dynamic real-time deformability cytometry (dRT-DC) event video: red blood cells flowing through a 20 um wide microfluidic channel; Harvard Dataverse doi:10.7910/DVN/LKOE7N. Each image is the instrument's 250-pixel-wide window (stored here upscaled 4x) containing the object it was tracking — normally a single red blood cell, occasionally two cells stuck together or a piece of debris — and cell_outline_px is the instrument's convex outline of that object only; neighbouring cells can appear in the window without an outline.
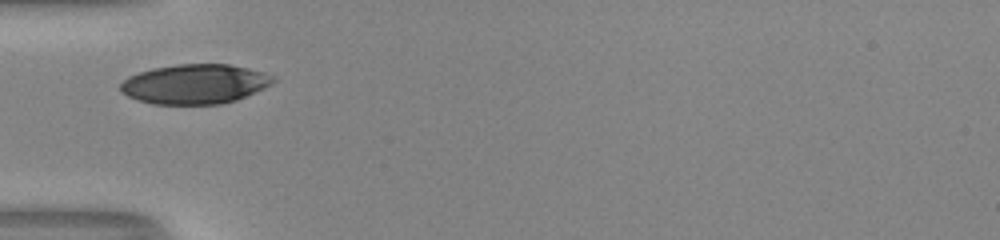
{"species": "human", "species_latin": "Homo sapiens", "temperature_condition": "room temperature", "stored_images_in_passage": 25, "camera_frame_rate_fps": 3000, "um_per_image_px": 0.085, "donor": {"sex": "male"}, "frame": {"image": 1, "passage_image": 1, "time_ms": 0.0, "image_size_px": [1000, 240], "cell_outline_px": [[276, 80], [264, 88], [236, 100], [220, 104], [156, 104], [140, 100], [128, 96], [120, 88], [120, 84], [128, 76], [152, 68], [176, 64], [228, 64], [248, 68], [264, 72], [272, 76]], "centroid_in_image_um": [16.57, 7.13], "position_along_channel_um": 68.4, "area_um2": 35.03}}
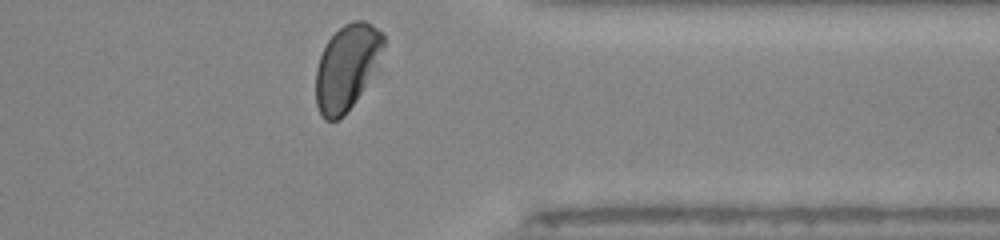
{"frame": {"image": 2, "passage_image": 25, "time_ms": 8.0, "image_size_px": [1000, 240], "cell_outline_px": [[384, 44], [360, 92], [344, 116], [336, 120], [324, 120], [316, 104], [316, 68], [320, 56], [328, 40], [344, 24], [352, 20], [364, 20], [372, 24], [384, 36]], "centroid_in_image_um": [29.41, 5.69], "position_along_channel_um": 382.0, "area_um2": 32.37}, "authors_computed_cell_mechanics": {"area_um2": 35.8938, "velocity_mm_per_s": 4.0193, "shape_relaxation_time_tau1_ms": 1.8864, "shape_relaxation_time_tau2_ms": null, "deformation_change_tau1": 0.136, "deformation_change_tau2": null}}